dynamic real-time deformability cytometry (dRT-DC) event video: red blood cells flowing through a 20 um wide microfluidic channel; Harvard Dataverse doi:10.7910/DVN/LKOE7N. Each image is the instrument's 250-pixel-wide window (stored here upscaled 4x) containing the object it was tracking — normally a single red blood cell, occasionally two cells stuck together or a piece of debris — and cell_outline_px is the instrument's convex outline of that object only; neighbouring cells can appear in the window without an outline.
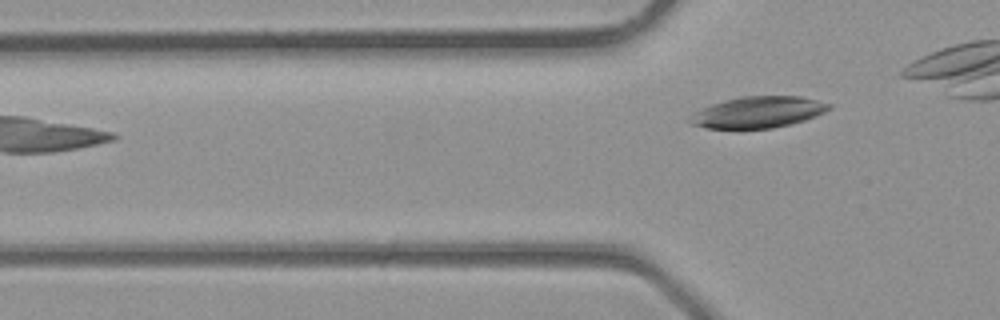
{"species": "common noctule bat (a hibernating species)", "species_latin": "Nyctalus noctula", "temperature_condition": "room temperature", "stored_images_in_passage": 3, "camera_frame_rate_fps": 3000, "um_per_image_px": 0.085, "animal": {"sex": "male", "body_mass_g": 23.1, "forearm_length_mm": 52.7}, "frame": {"image": 1, "passage_image": 3, "time_ms": 0.667, "image_size_px": [1000, 320], "cell_outline_px": [[832, 108], [816, 116], [804, 120], [772, 128], [708, 128], [692, 124], [688, 120], [696, 112], [712, 104], [724, 100], [740, 96], [800, 96], [832, 104]], "centroid_in_image_um": [64.47, 9.52], "position_along_channel_um": 61.3, "area_um2": 25.03}}